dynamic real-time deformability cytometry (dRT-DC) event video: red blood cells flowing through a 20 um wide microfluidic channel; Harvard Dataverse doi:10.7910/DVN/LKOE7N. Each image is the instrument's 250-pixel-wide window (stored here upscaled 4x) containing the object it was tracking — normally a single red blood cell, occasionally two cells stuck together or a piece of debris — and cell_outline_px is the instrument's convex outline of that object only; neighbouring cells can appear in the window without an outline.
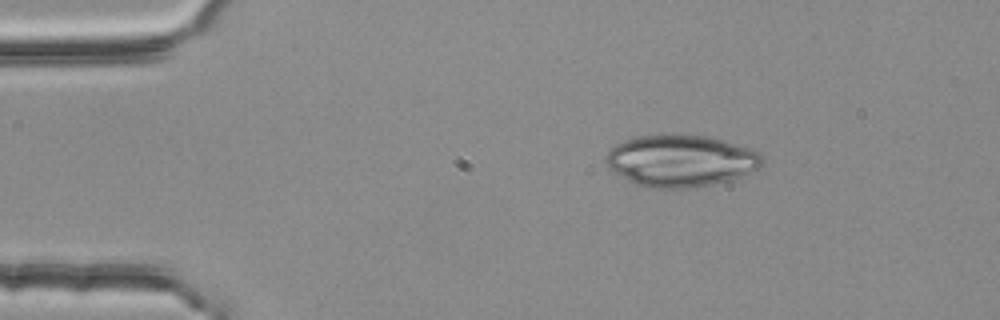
{"species": "common noctule bat (a hibernating species)", "species_latin": "Nyctalus noctula", "temperature_condition": "room temperature", "stored_images_in_passage": 4, "camera_frame_rate_fps": 3000, "um_per_image_px": 0.085, "animal": {"sex": "female", "body_mass_g": 25.1}, "frame": {"image": 1, "passage_image": 4, "time_ms": 1.0, "image_size_px": [1000, 320], "cell_outline_px": [[764, 160], [760, 168], [740, 176], [728, 180], [712, 184], [688, 188], [648, 188], [636, 184], [628, 180], [608, 168], [604, 160], [604, 156], [616, 144], [640, 136], [704, 136], [720, 140], [748, 148], [760, 152]], "centroid_in_image_um": [57.85, 13.69], "position_along_channel_um": 27.1, "area_um2": 46.41}}